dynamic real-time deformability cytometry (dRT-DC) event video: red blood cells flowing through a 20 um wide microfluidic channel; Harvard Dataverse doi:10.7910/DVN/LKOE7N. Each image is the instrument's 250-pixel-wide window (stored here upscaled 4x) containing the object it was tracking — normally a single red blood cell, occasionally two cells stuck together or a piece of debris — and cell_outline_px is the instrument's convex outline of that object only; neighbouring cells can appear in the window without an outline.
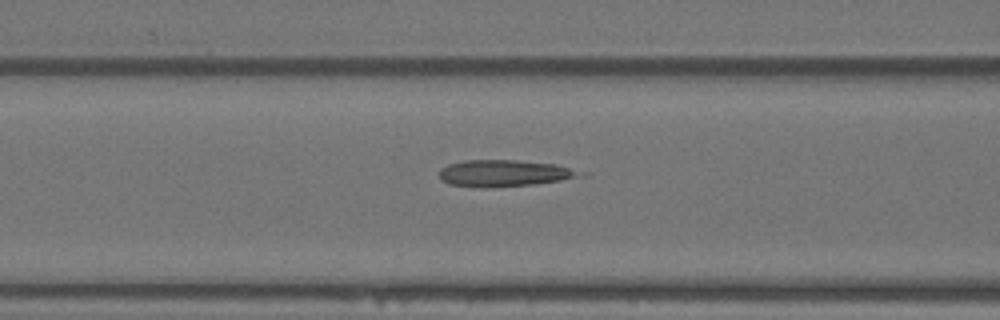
{"species": "Egyptian fruit bat (a non-hibernating species)", "species_latin": "Rousettus aegyptiacus", "temperature_condition": "warm", "stored_images_in_passage": 34, "camera_frame_rate_fps": 3000, "um_per_image_px": 0.085, "animal": {"sex": "female"}, "frame": {"image": 1, "passage_image": 9, "time_ms": 2.667, "image_size_px": [1000, 320], "cell_outline_px": [[592, 172], [588, 176], [536, 184], [448, 184], [440, 180], [440, 168], [448, 164], [464, 160], [516, 160], [556, 164]], "centroid_in_image_um": [43.07, 14.66], "position_along_channel_um": 123.5, "area_um2": 21.21}}
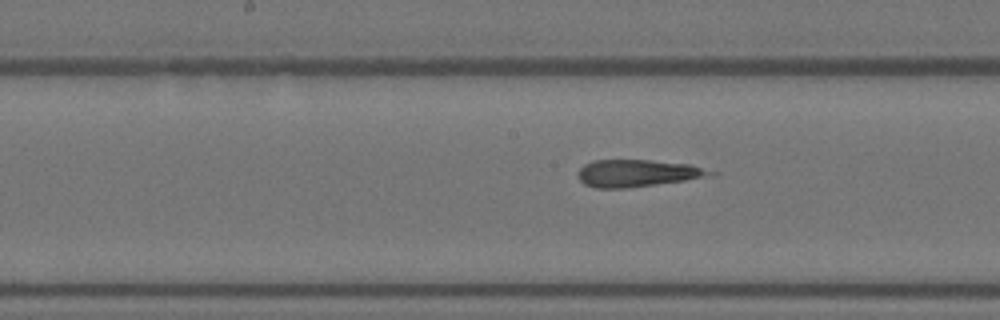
{"frame": {"image": 2, "passage_image": 15, "time_ms": 4.667, "image_size_px": [1000, 320], "cell_outline_px": [[716, 176], [628, 188], [596, 188], [584, 184], [576, 176], [576, 172], [584, 164], [592, 160], [648, 160], [688, 164], [716, 172]], "centroid_in_image_um": [54.15, 14.73], "position_along_channel_um": 194.0, "area_um2": 21.1}}
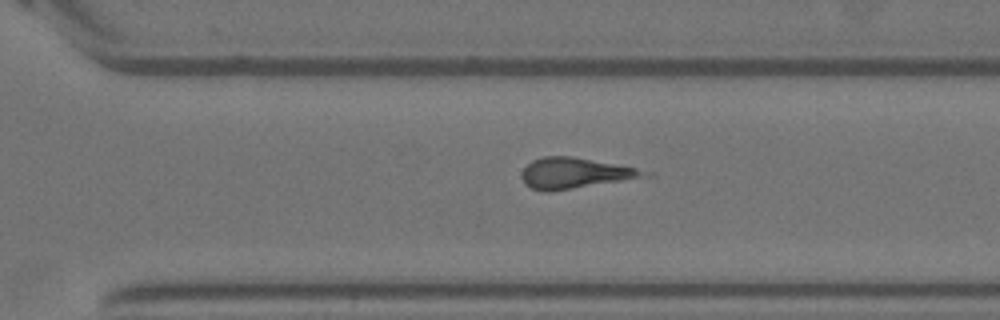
{"frame": {"image": 3, "passage_image": 26, "time_ms": 8.333, "image_size_px": [1000, 320], "cell_outline_px": [[656, 172], [652, 176], [548, 192], [544, 192], [532, 188], [524, 184], [520, 176], [524, 168], [532, 160], [544, 156], [572, 156], [636, 168]], "centroid_in_image_um": [48.89, 14.72], "position_along_channel_um": 321.7, "area_um2": 22.08}, "authors_computed_cell_mechanics": {"area_um2": 21.1548, "velocity_mm_per_s": 3.4988, "shape_relaxation_time_tau1_ms": null, "shape_relaxation_time_tau2_ms": 3.3162, "deformation_change_tau1": null, "deformation_change_tau2": 0.1718}}